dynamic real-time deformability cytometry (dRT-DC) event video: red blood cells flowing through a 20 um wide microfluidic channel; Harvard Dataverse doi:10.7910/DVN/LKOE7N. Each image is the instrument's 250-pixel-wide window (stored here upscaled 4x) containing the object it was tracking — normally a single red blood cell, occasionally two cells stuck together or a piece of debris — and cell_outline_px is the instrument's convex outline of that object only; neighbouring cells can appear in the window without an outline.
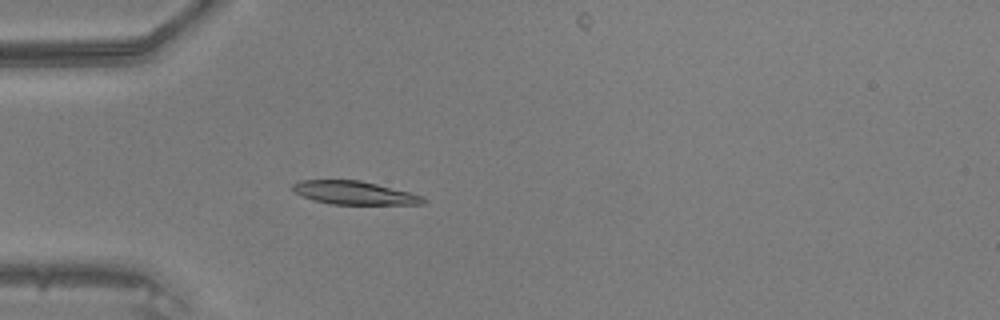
{"species": "common noctule bat (a hibernating species)", "species_latin": "Nyctalus noctula", "temperature_condition": "warm", "stored_images_in_passage": 35, "camera_frame_rate_fps": 3000, "um_per_image_px": 0.085, "animal": {"sex": "male", "body_mass_g": 20.5, "forearm_length_mm": 52.5}, "frame": {"image": 1, "passage_image": 1, "time_ms": 0.0, "image_size_px": [1000, 320], "cell_outline_px": [[428, 200], [424, 204], [332, 204], [316, 200], [304, 196], [296, 192], [292, 188], [292, 184], [300, 180], [360, 180], [424, 196]], "centroid_in_image_um": [30.15, 16.39], "position_along_channel_um": 54.8, "area_um2": 17.46}}
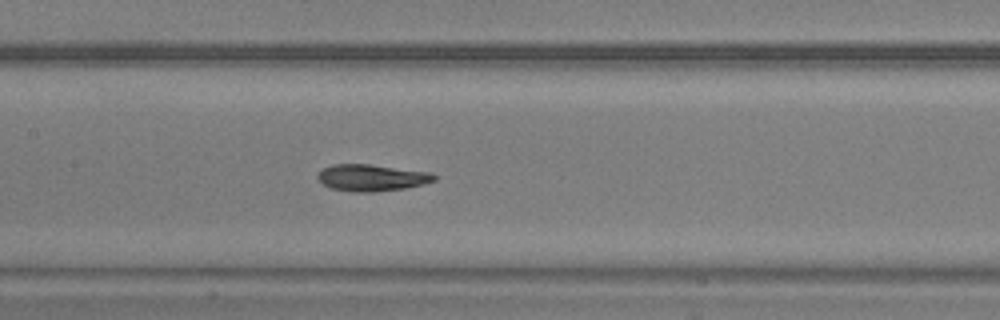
{"frame": {"image": 2, "passage_image": 10, "time_ms": 3.0, "image_size_px": [1000, 320], "cell_outline_px": [[436, 180], [424, 184], [404, 188], [372, 192], [352, 192], [332, 188], [324, 184], [316, 176], [324, 168], [332, 164], [368, 164], [428, 172], [436, 176]], "centroid_in_image_um": [31.59, 15.11], "position_along_channel_um": 175.8, "area_um2": 17.86}}
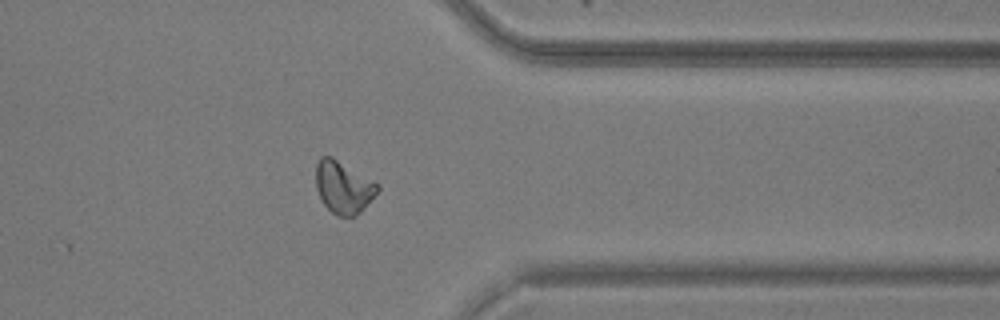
{"frame": {"image": 3, "passage_image": 25, "time_ms": 8.0, "image_size_px": [1000, 320], "cell_outline_px": [[380, 188], [364, 208], [356, 216], [336, 216], [324, 204], [316, 188], [316, 164], [320, 156], [332, 156], [380, 184]], "centroid_in_image_um": [29.19, 15.9], "position_along_channel_um": 382.2, "area_um2": 18.79}}